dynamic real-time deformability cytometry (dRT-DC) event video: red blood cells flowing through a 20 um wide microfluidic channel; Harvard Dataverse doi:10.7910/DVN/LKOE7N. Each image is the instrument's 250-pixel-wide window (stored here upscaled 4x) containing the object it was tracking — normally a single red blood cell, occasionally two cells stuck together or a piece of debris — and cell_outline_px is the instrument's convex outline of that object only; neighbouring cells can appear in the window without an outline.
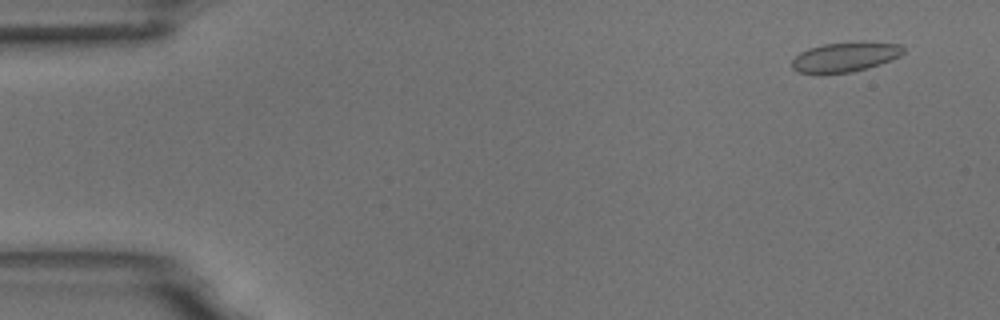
{"species": "common noctule bat (a hibernating species)", "species_latin": "Nyctalus noctula", "temperature_condition": "room temperature", "stored_images_in_passage": 55, "camera_frame_rate_fps": 3000, "um_per_image_px": 0.085, "animal": {"sex": "male", "body_mass_g": 18.8}, "frame": {"image": 1, "passage_image": 4, "time_ms": 1.0, "image_size_px": [1000, 320], "cell_outline_px": [[904, 52], [900, 56], [880, 64], [868, 68], [852, 72], [820, 76], [796, 72], [792, 68], [792, 60], [800, 52], [808, 48], [824, 44], [860, 40], [900, 44], [904, 48]], "centroid_in_image_um": [71.8, 4.86], "position_along_channel_um": 13.2, "area_um2": 20.17}}
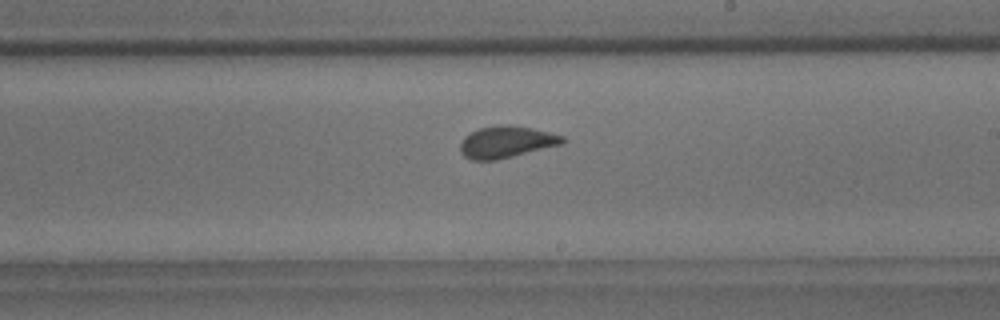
{"frame": {"image": 2, "passage_image": 32, "time_ms": 10.333, "image_size_px": [1000, 320], "cell_outline_px": [[564, 144], [496, 160], [472, 160], [464, 156], [460, 152], [460, 144], [464, 136], [480, 128], [496, 124], [504, 124], [532, 128], [564, 136]], "centroid_in_image_um": [43.03, 12.06], "position_along_channel_um": 246.0, "area_um2": 18.96}}
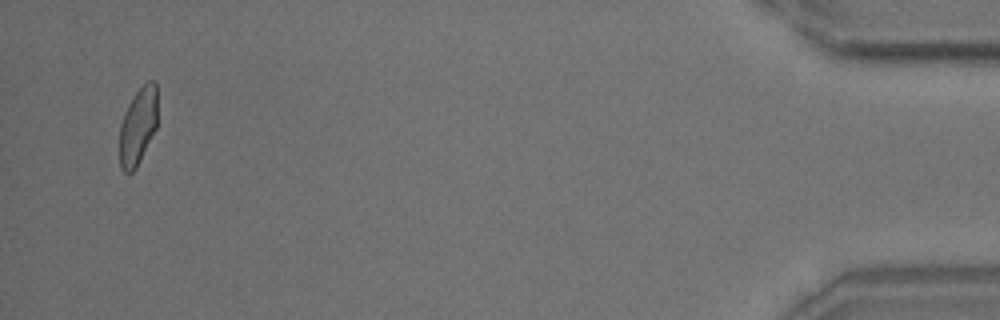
{"frame": {"image": 3, "passage_image": 53, "time_ms": 17.333, "image_size_px": [1000, 320], "cell_outline_px": [[156, 128], [136, 168], [132, 172], [124, 172], [120, 168], [120, 124], [124, 112], [132, 96], [148, 80], [156, 80]], "centroid_in_image_um": [11.71, 10.71], "position_along_channel_um": 423.5, "area_um2": 16.94}, "authors_computed_cell_mechanics": {"area_um2": 18.7272, "velocity_mm_per_s": 3.7061, "shape_relaxation_time_tau1_ms": 6.5165, "shape_relaxation_time_tau2_ms": null, "deformation_change_tau1": 0.1224, "deformation_change_tau2": null}}